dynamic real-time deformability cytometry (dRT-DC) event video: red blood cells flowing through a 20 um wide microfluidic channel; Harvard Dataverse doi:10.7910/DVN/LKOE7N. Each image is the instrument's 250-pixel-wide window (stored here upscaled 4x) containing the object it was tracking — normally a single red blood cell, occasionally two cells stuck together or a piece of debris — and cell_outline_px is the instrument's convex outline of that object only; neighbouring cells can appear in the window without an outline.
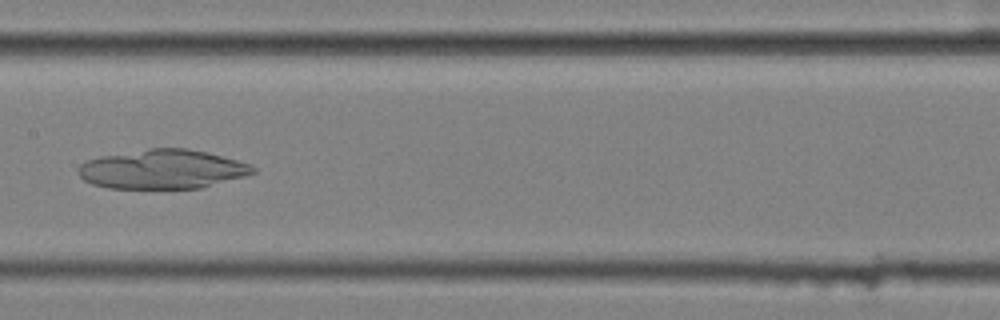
{"species": "common noctule bat (a hibernating species)", "species_latin": "Nyctalus noctula", "temperature_condition": "cold", "stored_images_in_passage": 44, "camera_frame_rate_fps": 3000, "um_per_image_px": 0.085, "animal": {"sex": "female", "body_mass_g": 25.1}, "frame": {"image": 1, "passage_image": 17, "time_ms": 5.333, "image_size_px": [1000, 320], "cell_outline_px": [[256, 172], [244, 176], [200, 188], [108, 188], [92, 184], [84, 180], [80, 176], [80, 164], [88, 160], [100, 156], [148, 148], [184, 148], [208, 152], [252, 164], [256, 168]], "centroid_in_image_um": [13.83, 14.38], "position_along_channel_um": 193.6, "area_um2": 39.77}}
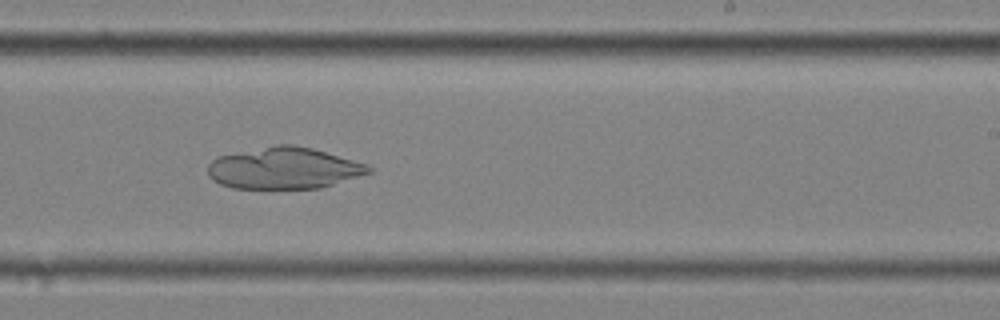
{"frame": {"image": 2, "passage_image": 23, "time_ms": 7.333, "image_size_px": [1000, 320], "cell_outline_px": [[372, 172], [320, 188], [232, 188], [220, 184], [212, 180], [208, 176], [208, 164], [216, 156], [276, 144], [292, 144], [312, 148], [368, 164], [372, 168]], "centroid_in_image_um": [24.11, 14.29], "position_along_channel_um": 264.9, "area_um2": 39.02}}
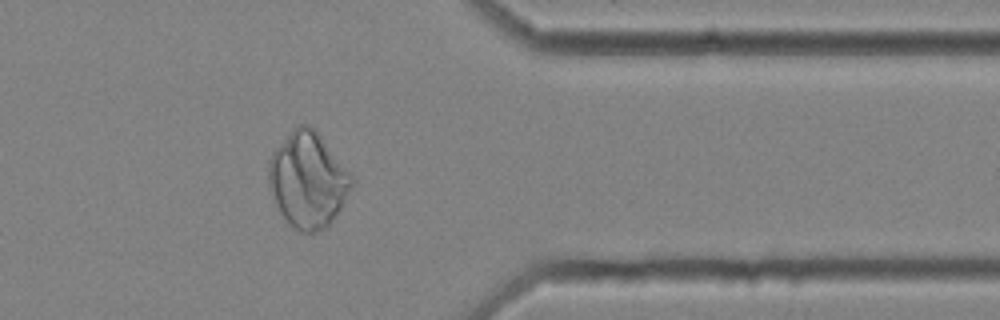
{"frame": {"image": 3, "passage_image": 34, "time_ms": 11.0, "image_size_px": [1000, 320], "cell_outline_px": [[356, 180], [336, 216], [328, 228], [312, 232], [300, 232], [280, 212], [268, 188], [268, 160], [272, 152], [292, 128], [300, 124], [308, 124], [316, 128]], "centroid_in_image_um": [26.18, 15.26], "position_along_channel_um": 385.2, "area_um2": 46.59}}